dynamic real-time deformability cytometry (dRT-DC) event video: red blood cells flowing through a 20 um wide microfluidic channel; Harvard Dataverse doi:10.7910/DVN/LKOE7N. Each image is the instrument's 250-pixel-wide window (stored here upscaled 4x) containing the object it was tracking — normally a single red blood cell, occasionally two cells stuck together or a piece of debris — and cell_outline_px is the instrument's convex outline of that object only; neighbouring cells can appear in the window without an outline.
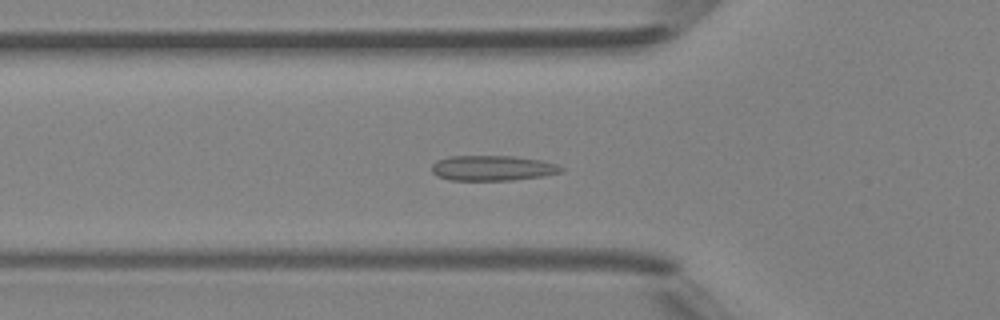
{"species": "Egyptian fruit bat (a non-hibernating species)", "species_latin": "Rousettus aegyptiacus", "temperature_condition": "room temperature", "stored_images_in_passage": 30, "camera_frame_rate_fps": 3000, "um_per_image_px": 0.085, "animal": {"sex": "female"}, "frame": {"image": 1, "passage_image": 17, "time_ms": 5.333, "image_size_px": [1000, 320], "cell_outline_px": [[564, 172], [544, 176], [512, 180], [448, 180], [436, 176], [432, 172], [432, 164], [436, 160], [448, 156], [512, 156], [540, 160], [556, 164], [564, 168]], "centroid_in_image_um": [41.85, 14.29], "position_along_channel_um": 83.9, "area_um2": 19.19}}
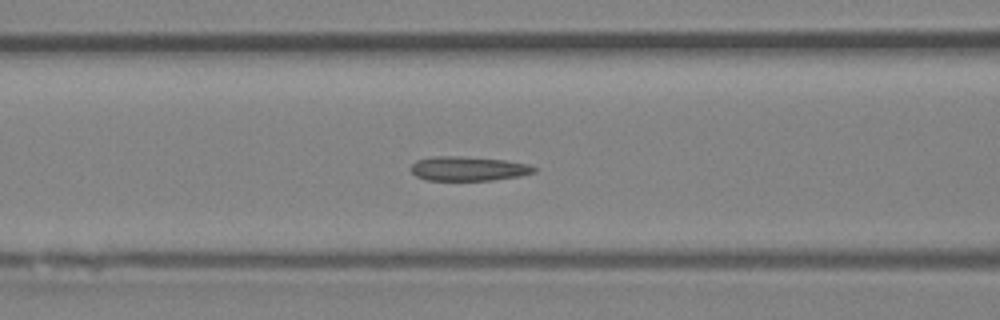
{"frame": {"image": 2, "passage_image": 20, "time_ms": 6.333, "image_size_px": [1000, 320], "cell_outline_px": [[536, 172], [520, 176], [492, 180], [428, 180], [416, 176], [412, 172], [412, 164], [416, 160], [432, 156], [460, 156], [504, 160], [528, 164], [536, 168]], "centroid_in_image_um": [39.81, 14.33], "position_along_channel_um": 126.8, "area_um2": 17.4}}
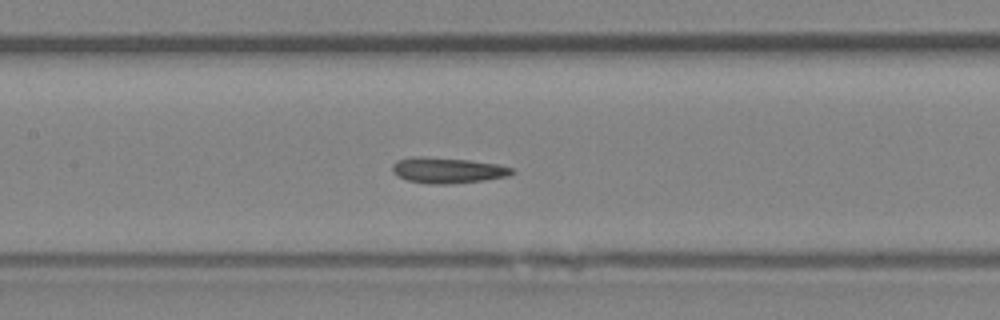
{"frame": {"image": 3, "passage_image": 23, "time_ms": 7.333, "image_size_px": [1000, 320], "cell_outline_px": [[516, 172], [508, 176], [484, 180], [452, 184], [432, 184], [408, 180], [396, 176], [392, 168], [392, 164], [396, 160], [412, 156], [420, 156], [468, 160], [500, 164], [516, 168]], "centroid_in_image_um": [38.08, 14.47], "position_along_channel_um": 169.3, "area_um2": 18.15}}